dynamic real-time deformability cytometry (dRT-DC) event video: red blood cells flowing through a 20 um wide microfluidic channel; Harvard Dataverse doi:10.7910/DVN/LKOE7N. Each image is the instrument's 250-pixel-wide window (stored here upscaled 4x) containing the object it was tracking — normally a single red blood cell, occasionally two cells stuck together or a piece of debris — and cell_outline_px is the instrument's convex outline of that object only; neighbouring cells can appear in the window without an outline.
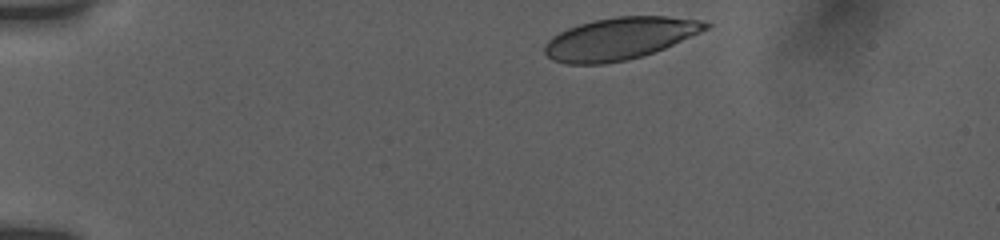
{"species": "human", "species_latin": "Homo sapiens", "temperature_condition": "room temperature", "stored_images_in_passage": 3, "camera_frame_rate_fps": 3000, "um_per_image_px": 0.085, "donor": {"sex": "female"}, "frame": {"image": 1, "passage_image": 1, "time_ms": 0.0, "image_size_px": [1000, 240], "cell_outline_px": [[712, 24], [708, 28], [700, 32], [664, 48], [640, 56], [624, 60], [604, 64], [568, 64], [552, 60], [544, 52], [544, 48], [548, 40], [552, 36], [568, 28], [592, 20], [616, 16], [668, 16], [700, 20]], "centroid_in_image_um": [52.65, 3.27], "position_along_channel_um": 32.3, "area_um2": 39.19}}